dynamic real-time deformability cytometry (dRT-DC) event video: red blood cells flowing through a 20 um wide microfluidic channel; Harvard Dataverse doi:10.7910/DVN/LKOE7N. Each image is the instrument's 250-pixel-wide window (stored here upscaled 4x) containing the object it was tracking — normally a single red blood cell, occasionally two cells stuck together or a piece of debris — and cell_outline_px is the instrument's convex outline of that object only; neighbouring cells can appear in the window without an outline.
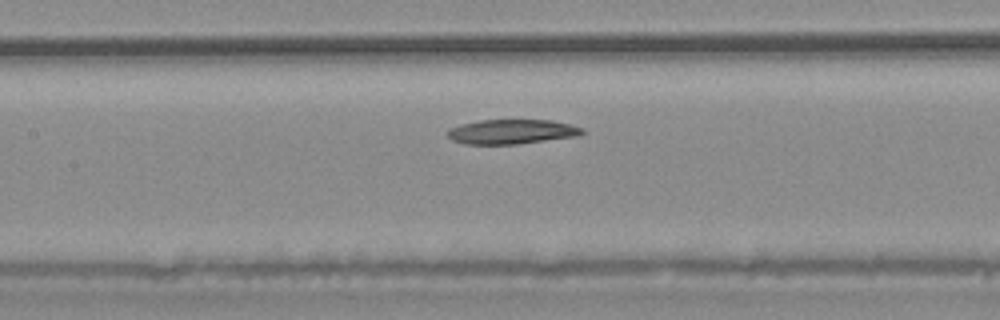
{"species": "common noctule bat (a hibernating species)", "species_latin": "Nyctalus noctula", "temperature_condition": "warm", "stored_images_in_passage": 6, "camera_frame_rate_fps": 3000, "um_per_image_px": 0.085, "animal": {"sex": "male", "body_mass_g": 20.4}, "frame": {"image": 1, "passage_image": 6, "time_ms": 7.333, "image_size_px": [1000, 320], "cell_outline_px": [[584, 132], [576, 136], [516, 144], [464, 144], [452, 140], [448, 136], [448, 128], [460, 124], [480, 120], [552, 120], [584, 128]], "centroid_in_image_um": [43.46, 11.19], "position_along_channel_um": 163.9, "area_um2": 19.19}}